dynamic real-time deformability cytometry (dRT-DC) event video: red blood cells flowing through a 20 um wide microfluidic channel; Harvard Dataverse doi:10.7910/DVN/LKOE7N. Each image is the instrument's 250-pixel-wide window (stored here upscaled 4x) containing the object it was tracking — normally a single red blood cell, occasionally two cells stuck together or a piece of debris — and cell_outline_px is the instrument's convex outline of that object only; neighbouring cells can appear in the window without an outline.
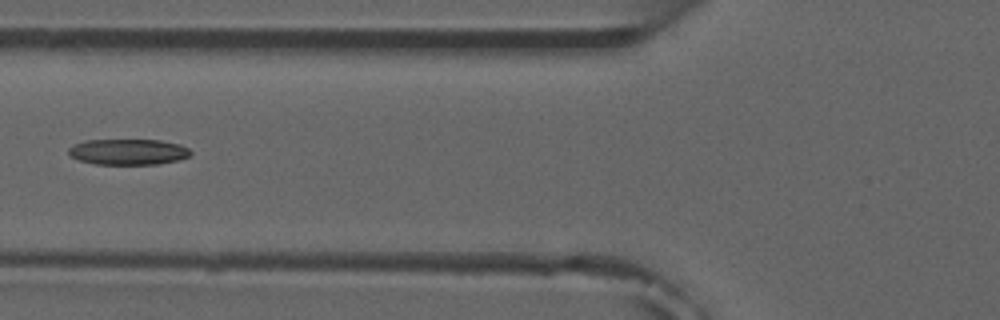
{"species": "common noctule bat (a hibernating species)", "species_latin": "Nyctalus noctula", "temperature_condition": "room temperature", "stored_images_in_passage": 7, "camera_frame_rate_fps": 3000, "um_per_image_px": 0.085, "animal": {"sex": "male", "forearm_length_mm": 52.5}, "frame": {"image": 1, "passage_image": 6, "time_ms": 6.0, "image_size_px": [1000, 320], "cell_outline_px": [[192, 152], [188, 156], [180, 160], [156, 164], [96, 164], [80, 160], [72, 156], [68, 152], [68, 148], [72, 144], [84, 140], [160, 140], [180, 144], [188, 148]], "centroid_in_image_um": [10.9, 12.9], "position_along_channel_um": 114.9, "area_um2": 18.38}}
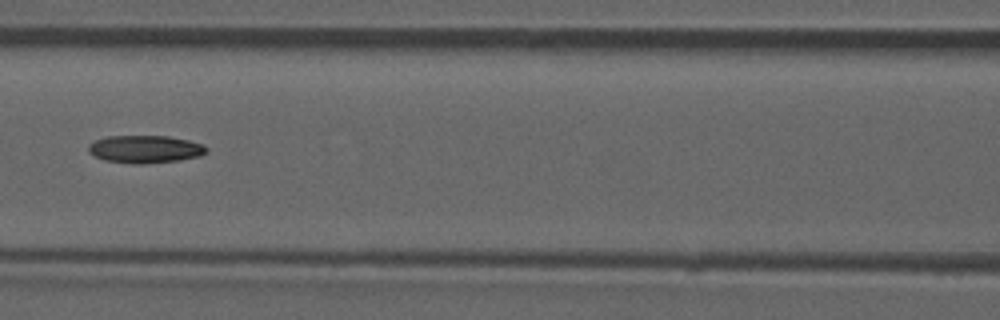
{"frame": {"image": 2, "passage_image": 7, "time_ms": 7.0, "image_size_px": [1000, 320], "cell_outline_px": [[208, 152], [200, 156], [180, 160], [140, 164], [132, 164], [104, 160], [88, 152], [88, 144], [96, 140], [108, 136], [168, 136], [188, 140], [204, 144], [208, 148]], "centroid_in_image_um": [12.36, 12.68], "position_along_channel_um": 154.2, "area_um2": 19.13}}